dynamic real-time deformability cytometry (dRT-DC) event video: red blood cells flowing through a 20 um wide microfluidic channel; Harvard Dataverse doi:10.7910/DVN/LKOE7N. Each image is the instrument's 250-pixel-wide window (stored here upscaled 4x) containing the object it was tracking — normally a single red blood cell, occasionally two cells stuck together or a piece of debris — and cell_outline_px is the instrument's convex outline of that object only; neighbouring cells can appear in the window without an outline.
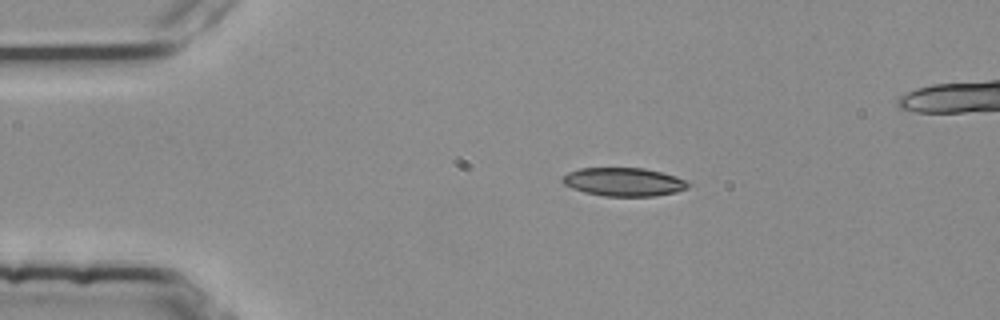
{"species": "common noctule bat (a hibernating species)", "species_latin": "Nyctalus noctula", "temperature_condition": "room temperature", "stored_images_in_passage": 3, "camera_frame_rate_fps": 3000, "um_per_image_px": 0.085, "animal": {"sex": "female", "body_mass_g": 25.1}, "frame": {"image": 1, "passage_image": 1, "time_ms": 0.0, "image_size_px": [1000, 320], "cell_outline_px": [[688, 188], [676, 192], [656, 196], [604, 196], [584, 192], [572, 188], [564, 184], [560, 180], [568, 172], [580, 168], [644, 168], [676, 176], [684, 180], [688, 184]], "centroid_in_image_um": [53.0, 15.46], "position_along_channel_um": 32.0, "area_um2": 20.75}}